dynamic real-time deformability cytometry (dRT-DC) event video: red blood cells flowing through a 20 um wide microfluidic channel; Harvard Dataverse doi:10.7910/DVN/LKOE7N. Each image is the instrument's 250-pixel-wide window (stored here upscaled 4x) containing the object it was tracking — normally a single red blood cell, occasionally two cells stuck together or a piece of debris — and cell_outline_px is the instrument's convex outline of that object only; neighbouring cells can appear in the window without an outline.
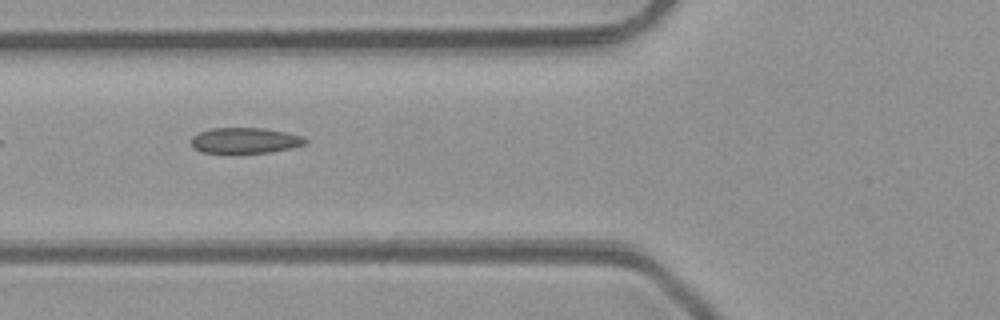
{"species": "common noctule bat (a hibernating species)", "species_latin": "Nyctalus noctula", "temperature_condition": "room temperature", "stored_images_in_passage": 6, "camera_frame_rate_fps": 3000, "um_per_image_px": 0.085, "animal": {"sex": "male", "body_mass_g": 23.1, "forearm_length_mm": 52.7}, "frame": {"image": 1, "passage_image": 6, "time_ms": 5.667, "image_size_px": [1000, 320], "cell_outline_px": [[308, 140], [304, 144], [272, 152], [200, 152], [192, 148], [192, 136], [200, 132], [212, 128], [264, 128], [304, 136]], "centroid_in_image_um": [20.81, 11.93], "position_along_channel_um": 105.0, "area_um2": 16.82}}